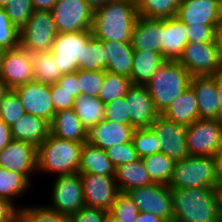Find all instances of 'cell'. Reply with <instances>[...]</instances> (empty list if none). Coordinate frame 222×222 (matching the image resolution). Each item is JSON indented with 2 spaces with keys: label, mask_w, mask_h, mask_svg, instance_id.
Masks as SVG:
<instances>
[{
  "label": "cell",
  "mask_w": 222,
  "mask_h": 222,
  "mask_svg": "<svg viewBox=\"0 0 222 222\" xmlns=\"http://www.w3.org/2000/svg\"><path fill=\"white\" fill-rule=\"evenodd\" d=\"M174 218L181 222H219L222 190L217 187L171 189Z\"/></svg>",
  "instance_id": "cell-1"
},
{
  "label": "cell",
  "mask_w": 222,
  "mask_h": 222,
  "mask_svg": "<svg viewBox=\"0 0 222 222\" xmlns=\"http://www.w3.org/2000/svg\"><path fill=\"white\" fill-rule=\"evenodd\" d=\"M138 16L135 2L110 0L94 11L92 36L100 41L131 43L132 30Z\"/></svg>",
  "instance_id": "cell-2"
},
{
  "label": "cell",
  "mask_w": 222,
  "mask_h": 222,
  "mask_svg": "<svg viewBox=\"0 0 222 222\" xmlns=\"http://www.w3.org/2000/svg\"><path fill=\"white\" fill-rule=\"evenodd\" d=\"M84 143L50 135L37 147V173L70 175L78 173Z\"/></svg>",
  "instance_id": "cell-3"
},
{
  "label": "cell",
  "mask_w": 222,
  "mask_h": 222,
  "mask_svg": "<svg viewBox=\"0 0 222 222\" xmlns=\"http://www.w3.org/2000/svg\"><path fill=\"white\" fill-rule=\"evenodd\" d=\"M191 79L192 74L179 61L165 60L157 69L146 86L160 115L190 87Z\"/></svg>",
  "instance_id": "cell-4"
},
{
  "label": "cell",
  "mask_w": 222,
  "mask_h": 222,
  "mask_svg": "<svg viewBox=\"0 0 222 222\" xmlns=\"http://www.w3.org/2000/svg\"><path fill=\"white\" fill-rule=\"evenodd\" d=\"M170 189L217 187L213 156H188L175 162Z\"/></svg>",
  "instance_id": "cell-5"
},
{
  "label": "cell",
  "mask_w": 222,
  "mask_h": 222,
  "mask_svg": "<svg viewBox=\"0 0 222 222\" xmlns=\"http://www.w3.org/2000/svg\"><path fill=\"white\" fill-rule=\"evenodd\" d=\"M57 34L51 11L35 10L20 29L19 45L31 54L48 52Z\"/></svg>",
  "instance_id": "cell-6"
},
{
  "label": "cell",
  "mask_w": 222,
  "mask_h": 222,
  "mask_svg": "<svg viewBox=\"0 0 222 222\" xmlns=\"http://www.w3.org/2000/svg\"><path fill=\"white\" fill-rule=\"evenodd\" d=\"M49 207L70 216L85 207L83 184L80 173L53 176ZM52 202V203H51Z\"/></svg>",
  "instance_id": "cell-7"
},
{
  "label": "cell",
  "mask_w": 222,
  "mask_h": 222,
  "mask_svg": "<svg viewBox=\"0 0 222 222\" xmlns=\"http://www.w3.org/2000/svg\"><path fill=\"white\" fill-rule=\"evenodd\" d=\"M189 156H215L222 147V120L199 118L186 132Z\"/></svg>",
  "instance_id": "cell-8"
},
{
  "label": "cell",
  "mask_w": 222,
  "mask_h": 222,
  "mask_svg": "<svg viewBox=\"0 0 222 222\" xmlns=\"http://www.w3.org/2000/svg\"><path fill=\"white\" fill-rule=\"evenodd\" d=\"M126 193L138 207L139 212L153 214L164 220L174 218L172 190L168 185L154 183L133 188Z\"/></svg>",
  "instance_id": "cell-9"
},
{
  "label": "cell",
  "mask_w": 222,
  "mask_h": 222,
  "mask_svg": "<svg viewBox=\"0 0 222 222\" xmlns=\"http://www.w3.org/2000/svg\"><path fill=\"white\" fill-rule=\"evenodd\" d=\"M51 13L58 33L91 31L94 11L84 0H57Z\"/></svg>",
  "instance_id": "cell-10"
},
{
  "label": "cell",
  "mask_w": 222,
  "mask_h": 222,
  "mask_svg": "<svg viewBox=\"0 0 222 222\" xmlns=\"http://www.w3.org/2000/svg\"><path fill=\"white\" fill-rule=\"evenodd\" d=\"M192 76H215L222 72L216 41L188 43L178 60Z\"/></svg>",
  "instance_id": "cell-11"
},
{
  "label": "cell",
  "mask_w": 222,
  "mask_h": 222,
  "mask_svg": "<svg viewBox=\"0 0 222 222\" xmlns=\"http://www.w3.org/2000/svg\"><path fill=\"white\" fill-rule=\"evenodd\" d=\"M149 128L159 141L160 152L167 157L177 162L189 156L186 140L187 126L159 115Z\"/></svg>",
  "instance_id": "cell-12"
},
{
  "label": "cell",
  "mask_w": 222,
  "mask_h": 222,
  "mask_svg": "<svg viewBox=\"0 0 222 222\" xmlns=\"http://www.w3.org/2000/svg\"><path fill=\"white\" fill-rule=\"evenodd\" d=\"M91 37V31L58 33L55 36L51 52L63 74L73 73L78 69L84 45Z\"/></svg>",
  "instance_id": "cell-13"
},
{
  "label": "cell",
  "mask_w": 222,
  "mask_h": 222,
  "mask_svg": "<svg viewBox=\"0 0 222 222\" xmlns=\"http://www.w3.org/2000/svg\"><path fill=\"white\" fill-rule=\"evenodd\" d=\"M0 167L23 174L33 184L37 174V147L26 141L12 140L0 151Z\"/></svg>",
  "instance_id": "cell-14"
},
{
  "label": "cell",
  "mask_w": 222,
  "mask_h": 222,
  "mask_svg": "<svg viewBox=\"0 0 222 222\" xmlns=\"http://www.w3.org/2000/svg\"><path fill=\"white\" fill-rule=\"evenodd\" d=\"M0 79L10 88L26 84L33 77L32 54L20 45L5 50L2 58Z\"/></svg>",
  "instance_id": "cell-15"
},
{
  "label": "cell",
  "mask_w": 222,
  "mask_h": 222,
  "mask_svg": "<svg viewBox=\"0 0 222 222\" xmlns=\"http://www.w3.org/2000/svg\"><path fill=\"white\" fill-rule=\"evenodd\" d=\"M87 207L110 211L120 193L115 176L80 174Z\"/></svg>",
  "instance_id": "cell-16"
},
{
  "label": "cell",
  "mask_w": 222,
  "mask_h": 222,
  "mask_svg": "<svg viewBox=\"0 0 222 222\" xmlns=\"http://www.w3.org/2000/svg\"><path fill=\"white\" fill-rule=\"evenodd\" d=\"M19 96L25 113L51 122L56 113L50 93V85L32 80L13 89Z\"/></svg>",
  "instance_id": "cell-17"
},
{
  "label": "cell",
  "mask_w": 222,
  "mask_h": 222,
  "mask_svg": "<svg viewBox=\"0 0 222 222\" xmlns=\"http://www.w3.org/2000/svg\"><path fill=\"white\" fill-rule=\"evenodd\" d=\"M130 125L134 128H149L160 115L146 85H133L126 95Z\"/></svg>",
  "instance_id": "cell-18"
},
{
  "label": "cell",
  "mask_w": 222,
  "mask_h": 222,
  "mask_svg": "<svg viewBox=\"0 0 222 222\" xmlns=\"http://www.w3.org/2000/svg\"><path fill=\"white\" fill-rule=\"evenodd\" d=\"M176 17L187 26H218L221 22L219 0H182Z\"/></svg>",
  "instance_id": "cell-19"
},
{
  "label": "cell",
  "mask_w": 222,
  "mask_h": 222,
  "mask_svg": "<svg viewBox=\"0 0 222 222\" xmlns=\"http://www.w3.org/2000/svg\"><path fill=\"white\" fill-rule=\"evenodd\" d=\"M135 128L130 124L117 123L103 119L88 132L91 145L103 150L132 141Z\"/></svg>",
  "instance_id": "cell-20"
},
{
  "label": "cell",
  "mask_w": 222,
  "mask_h": 222,
  "mask_svg": "<svg viewBox=\"0 0 222 222\" xmlns=\"http://www.w3.org/2000/svg\"><path fill=\"white\" fill-rule=\"evenodd\" d=\"M163 19H149L138 16L133 30L131 44L134 51L161 53Z\"/></svg>",
  "instance_id": "cell-21"
},
{
  "label": "cell",
  "mask_w": 222,
  "mask_h": 222,
  "mask_svg": "<svg viewBox=\"0 0 222 222\" xmlns=\"http://www.w3.org/2000/svg\"><path fill=\"white\" fill-rule=\"evenodd\" d=\"M187 32V25L178 17L163 19L161 54L165 60H179L188 44Z\"/></svg>",
  "instance_id": "cell-22"
},
{
  "label": "cell",
  "mask_w": 222,
  "mask_h": 222,
  "mask_svg": "<svg viewBox=\"0 0 222 222\" xmlns=\"http://www.w3.org/2000/svg\"><path fill=\"white\" fill-rule=\"evenodd\" d=\"M190 88L197 99L199 118L218 119V93L215 76H192Z\"/></svg>",
  "instance_id": "cell-23"
},
{
  "label": "cell",
  "mask_w": 222,
  "mask_h": 222,
  "mask_svg": "<svg viewBox=\"0 0 222 222\" xmlns=\"http://www.w3.org/2000/svg\"><path fill=\"white\" fill-rule=\"evenodd\" d=\"M10 130L13 140L26 141L38 147L50 135V122L26 113L10 126Z\"/></svg>",
  "instance_id": "cell-24"
},
{
  "label": "cell",
  "mask_w": 222,
  "mask_h": 222,
  "mask_svg": "<svg viewBox=\"0 0 222 222\" xmlns=\"http://www.w3.org/2000/svg\"><path fill=\"white\" fill-rule=\"evenodd\" d=\"M50 133L66 140L81 143L88 141V132L73 108L58 111L53 115L50 122Z\"/></svg>",
  "instance_id": "cell-25"
},
{
  "label": "cell",
  "mask_w": 222,
  "mask_h": 222,
  "mask_svg": "<svg viewBox=\"0 0 222 222\" xmlns=\"http://www.w3.org/2000/svg\"><path fill=\"white\" fill-rule=\"evenodd\" d=\"M78 173L115 176L116 168L108 158L105 150L85 142L81 150Z\"/></svg>",
  "instance_id": "cell-26"
},
{
  "label": "cell",
  "mask_w": 222,
  "mask_h": 222,
  "mask_svg": "<svg viewBox=\"0 0 222 222\" xmlns=\"http://www.w3.org/2000/svg\"><path fill=\"white\" fill-rule=\"evenodd\" d=\"M162 115L177 124L185 126H189L198 120L199 112L194 91L189 87L171 102Z\"/></svg>",
  "instance_id": "cell-27"
},
{
  "label": "cell",
  "mask_w": 222,
  "mask_h": 222,
  "mask_svg": "<svg viewBox=\"0 0 222 222\" xmlns=\"http://www.w3.org/2000/svg\"><path fill=\"white\" fill-rule=\"evenodd\" d=\"M109 59L105 71L131 78L134 50L131 43L102 41Z\"/></svg>",
  "instance_id": "cell-28"
},
{
  "label": "cell",
  "mask_w": 222,
  "mask_h": 222,
  "mask_svg": "<svg viewBox=\"0 0 222 222\" xmlns=\"http://www.w3.org/2000/svg\"><path fill=\"white\" fill-rule=\"evenodd\" d=\"M115 180L120 192L154 184L142 158L116 168Z\"/></svg>",
  "instance_id": "cell-29"
},
{
  "label": "cell",
  "mask_w": 222,
  "mask_h": 222,
  "mask_svg": "<svg viewBox=\"0 0 222 222\" xmlns=\"http://www.w3.org/2000/svg\"><path fill=\"white\" fill-rule=\"evenodd\" d=\"M165 62L159 52L134 51L131 81L133 85H147L152 75Z\"/></svg>",
  "instance_id": "cell-30"
},
{
  "label": "cell",
  "mask_w": 222,
  "mask_h": 222,
  "mask_svg": "<svg viewBox=\"0 0 222 222\" xmlns=\"http://www.w3.org/2000/svg\"><path fill=\"white\" fill-rule=\"evenodd\" d=\"M73 109L87 132L105 117V104L98 97L79 95L75 98Z\"/></svg>",
  "instance_id": "cell-31"
},
{
  "label": "cell",
  "mask_w": 222,
  "mask_h": 222,
  "mask_svg": "<svg viewBox=\"0 0 222 222\" xmlns=\"http://www.w3.org/2000/svg\"><path fill=\"white\" fill-rule=\"evenodd\" d=\"M33 184L21 173L0 167V198L14 203L19 209L24 205L17 204L15 200L32 189ZM31 187V188H30Z\"/></svg>",
  "instance_id": "cell-32"
},
{
  "label": "cell",
  "mask_w": 222,
  "mask_h": 222,
  "mask_svg": "<svg viewBox=\"0 0 222 222\" xmlns=\"http://www.w3.org/2000/svg\"><path fill=\"white\" fill-rule=\"evenodd\" d=\"M34 80L52 85L63 75L51 51L32 54Z\"/></svg>",
  "instance_id": "cell-33"
},
{
  "label": "cell",
  "mask_w": 222,
  "mask_h": 222,
  "mask_svg": "<svg viewBox=\"0 0 222 222\" xmlns=\"http://www.w3.org/2000/svg\"><path fill=\"white\" fill-rule=\"evenodd\" d=\"M106 50L104 43L92 36L84 45L82 61L79 63L78 69L105 71L109 61Z\"/></svg>",
  "instance_id": "cell-34"
},
{
  "label": "cell",
  "mask_w": 222,
  "mask_h": 222,
  "mask_svg": "<svg viewBox=\"0 0 222 222\" xmlns=\"http://www.w3.org/2000/svg\"><path fill=\"white\" fill-rule=\"evenodd\" d=\"M142 160L154 183L168 185L173 175L174 160L162 152L147 155Z\"/></svg>",
  "instance_id": "cell-35"
},
{
  "label": "cell",
  "mask_w": 222,
  "mask_h": 222,
  "mask_svg": "<svg viewBox=\"0 0 222 222\" xmlns=\"http://www.w3.org/2000/svg\"><path fill=\"white\" fill-rule=\"evenodd\" d=\"M182 0H138V15L149 19H167L176 16Z\"/></svg>",
  "instance_id": "cell-36"
},
{
  "label": "cell",
  "mask_w": 222,
  "mask_h": 222,
  "mask_svg": "<svg viewBox=\"0 0 222 222\" xmlns=\"http://www.w3.org/2000/svg\"><path fill=\"white\" fill-rule=\"evenodd\" d=\"M131 86L132 81L129 77L105 71L104 83L100 88L98 98L107 104L119 97L126 96Z\"/></svg>",
  "instance_id": "cell-37"
},
{
  "label": "cell",
  "mask_w": 222,
  "mask_h": 222,
  "mask_svg": "<svg viewBox=\"0 0 222 222\" xmlns=\"http://www.w3.org/2000/svg\"><path fill=\"white\" fill-rule=\"evenodd\" d=\"M29 205L25 203L20 208V214L24 222H70L69 216L58 213L47 203Z\"/></svg>",
  "instance_id": "cell-38"
},
{
  "label": "cell",
  "mask_w": 222,
  "mask_h": 222,
  "mask_svg": "<svg viewBox=\"0 0 222 222\" xmlns=\"http://www.w3.org/2000/svg\"><path fill=\"white\" fill-rule=\"evenodd\" d=\"M132 143L139 158L160 152L159 141L150 128H135Z\"/></svg>",
  "instance_id": "cell-39"
},
{
  "label": "cell",
  "mask_w": 222,
  "mask_h": 222,
  "mask_svg": "<svg viewBox=\"0 0 222 222\" xmlns=\"http://www.w3.org/2000/svg\"><path fill=\"white\" fill-rule=\"evenodd\" d=\"M25 114L18 94L10 89L0 103V119L10 127Z\"/></svg>",
  "instance_id": "cell-40"
},
{
  "label": "cell",
  "mask_w": 222,
  "mask_h": 222,
  "mask_svg": "<svg viewBox=\"0 0 222 222\" xmlns=\"http://www.w3.org/2000/svg\"><path fill=\"white\" fill-rule=\"evenodd\" d=\"M105 71H89L77 69V80L81 95L98 97L104 83Z\"/></svg>",
  "instance_id": "cell-41"
},
{
  "label": "cell",
  "mask_w": 222,
  "mask_h": 222,
  "mask_svg": "<svg viewBox=\"0 0 222 222\" xmlns=\"http://www.w3.org/2000/svg\"><path fill=\"white\" fill-rule=\"evenodd\" d=\"M109 213L121 222H134L139 210L127 193L120 192Z\"/></svg>",
  "instance_id": "cell-42"
},
{
  "label": "cell",
  "mask_w": 222,
  "mask_h": 222,
  "mask_svg": "<svg viewBox=\"0 0 222 222\" xmlns=\"http://www.w3.org/2000/svg\"><path fill=\"white\" fill-rule=\"evenodd\" d=\"M20 30L11 22L4 7H0V47L4 50L19 46Z\"/></svg>",
  "instance_id": "cell-43"
},
{
  "label": "cell",
  "mask_w": 222,
  "mask_h": 222,
  "mask_svg": "<svg viewBox=\"0 0 222 222\" xmlns=\"http://www.w3.org/2000/svg\"><path fill=\"white\" fill-rule=\"evenodd\" d=\"M11 22L20 30L35 11L32 0H15L5 7Z\"/></svg>",
  "instance_id": "cell-44"
},
{
  "label": "cell",
  "mask_w": 222,
  "mask_h": 222,
  "mask_svg": "<svg viewBox=\"0 0 222 222\" xmlns=\"http://www.w3.org/2000/svg\"><path fill=\"white\" fill-rule=\"evenodd\" d=\"M105 151L115 168L139 159V156L134 148L132 141L113 146L106 149Z\"/></svg>",
  "instance_id": "cell-45"
},
{
  "label": "cell",
  "mask_w": 222,
  "mask_h": 222,
  "mask_svg": "<svg viewBox=\"0 0 222 222\" xmlns=\"http://www.w3.org/2000/svg\"><path fill=\"white\" fill-rule=\"evenodd\" d=\"M104 118L117 123L130 124L126 96L119 97L105 104Z\"/></svg>",
  "instance_id": "cell-46"
},
{
  "label": "cell",
  "mask_w": 222,
  "mask_h": 222,
  "mask_svg": "<svg viewBox=\"0 0 222 222\" xmlns=\"http://www.w3.org/2000/svg\"><path fill=\"white\" fill-rule=\"evenodd\" d=\"M50 93L55 112L73 108L75 98L71 92L54 83L50 85Z\"/></svg>",
  "instance_id": "cell-47"
},
{
  "label": "cell",
  "mask_w": 222,
  "mask_h": 222,
  "mask_svg": "<svg viewBox=\"0 0 222 222\" xmlns=\"http://www.w3.org/2000/svg\"><path fill=\"white\" fill-rule=\"evenodd\" d=\"M217 26L190 25L187 26L188 43H206L215 40Z\"/></svg>",
  "instance_id": "cell-48"
},
{
  "label": "cell",
  "mask_w": 222,
  "mask_h": 222,
  "mask_svg": "<svg viewBox=\"0 0 222 222\" xmlns=\"http://www.w3.org/2000/svg\"><path fill=\"white\" fill-rule=\"evenodd\" d=\"M108 211L99 208L83 207L70 215V222H104Z\"/></svg>",
  "instance_id": "cell-49"
},
{
  "label": "cell",
  "mask_w": 222,
  "mask_h": 222,
  "mask_svg": "<svg viewBox=\"0 0 222 222\" xmlns=\"http://www.w3.org/2000/svg\"><path fill=\"white\" fill-rule=\"evenodd\" d=\"M56 83L61 86V88L71 92V95L74 98H77L79 95H81L77 80V70L73 73L63 74Z\"/></svg>",
  "instance_id": "cell-50"
},
{
  "label": "cell",
  "mask_w": 222,
  "mask_h": 222,
  "mask_svg": "<svg viewBox=\"0 0 222 222\" xmlns=\"http://www.w3.org/2000/svg\"><path fill=\"white\" fill-rule=\"evenodd\" d=\"M20 209L11 201L0 198V222L12 220Z\"/></svg>",
  "instance_id": "cell-51"
},
{
  "label": "cell",
  "mask_w": 222,
  "mask_h": 222,
  "mask_svg": "<svg viewBox=\"0 0 222 222\" xmlns=\"http://www.w3.org/2000/svg\"><path fill=\"white\" fill-rule=\"evenodd\" d=\"M12 140L10 127L0 119V151Z\"/></svg>",
  "instance_id": "cell-52"
},
{
  "label": "cell",
  "mask_w": 222,
  "mask_h": 222,
  "mask_svg": "<svg viewBox=\"0 0 222 222\" xmlns=\"http://www.w3.org/2000/svg\"><path fill=\"white\" fill-rule=\"evenodd\" d=\"M215 168H216V179H217V188L222 190V147L215 154Z\"/></svg>",
  "instance_id": "cell-53"
},
{
  "label": "cell",
  "mask_w": 222,
  "mask_h": 222,
  "mask_svg": "<svg viewBox=\"0 0 222 222\" xmlns=\"http://www.w3.org/2000/svg\"><path fill=\"white\" fill-rule=\"evenodd\" d=\"M57 0H32L34 10L51 11Z\"/></svg>",
  "instance_id": "cell-54"
},
{
  "label": "cell",
  "mask_w": 222,
  "mask_h": 222,
  "mask_svg": "<svg viewBox=\"0 0 222 222\" xmlns=\"http://www.w3.org/2000/svg\"><path fill=\"white\" fill-rule=\"evenodd\" d=\"M216 90L218 93V120H222V72L216 75Z\"/></svg>",
  "instance_id": "cell-55"
},
{
  "label": "cell",
  "mask_w": 222,
  "mask_h": 222,
  "mask_svg": "<svg viewBox=\"0 0 222 222\" xmlns=\"http://www.w3.org/2000/svg\"><path fill=\"white\" fill-rule=\"evenodd\" d=\"M134 222H164V219L153 214L139 212L138 217Z\"/></svg>",
  "instance_id": "cell-56"
},
{
  "label": "cell",
  "mask_w": 222,
  "mask_h": 222,
  "mask_svg": "<svg viewBox=\"0 0 222 222\" xmlns=\"http://www.w3.org/2000/svg\"><path fill=\"white\" fill-rule=\"evenodd\" d=\"M215 41L219 51L220 60L222 63V21L218 24L215 30Z\"/></svg>",
  "instance_id": "cell-57"
},
{
  "label": "cell",
  "mask_w": 222,
  "mask_h": 222,
  "mask_svg": "<svg viewBox=\"0 0 222 222\" xmlns=\"http://www.w3.org/2000/svg\"><path fill=\"white\" fill-rule=\"evenodd\" d=\"M93 11L96 9L103 7L106 3H108L110 0H84Z\"/></svg>",
  "instance_id": "cell-58"
},
{
  "label": "cell",
  "mask_w": 222,
  "mask_h": 222,
  "mask_svg": "<svg viewBox=\"0 0 222 222\" xmlns=\"http://www.w3.org/2000/svg\"><path fill=\"white\" fill-rule=\"evenodd\" d=\"M9 91L10 88L0 79V103Z\"/></svg>",
  "instance_id": "cell-59"
},
{
  "label": "cell",
  "mask_w": 222,
  "mask_h": 222,
  "mask_svg": "<svg viewBox=\"0 0 222 222\" xmlns=\"http://www.w3.org/2000/svg\"><path fill=\"white\" fill-rule=\"evenodd\" d=\"M104 222H121L120 220L116 219L115 217H113L109 212L105 218Z\"/></svg>",
  "instance_id": "cell-60"
},
{
  "label": "cell",
  "mask_w": 222,
  "mask_h": 222,
  "mask_svg": "<svg viewBox=\"0 0 222 222\" xmlns=\"http://www.w3.org/2000/svg\"><path fill=\"white\" fill-rule=\"evenodd\" d=\"M22 219L20 212L10 221L7 222H19Z\"/></svg>",
  "instance_id": "cell-61"
},
{
  "label": "cell",
  "mask_w": 222,
  "mask_h": 222,
  "mask_svg": "<svg viewBox=\"0 0 222 222\" xmlns=\"http://www.w3.org/2000/svg\"><path fill=\"white\" fill-rule=\"evenodd\" d=\"M15 0H0V7H5L10 2H13Z\"/></svg>",
  "instance_id": "cell-62"
},
{
  "label": "cell",
  "mask_w": 222,
  "mask_h": 222,
  "mask_svg": "<svg viewBox=\"0 0 222 222\" xmlns=\"http://www.w3.org/2000/svg\"><path fill=\"white\" fill-rule=\"evenodd\" d=\"M5 50L3 48L0 47V71H1V65H2V58H3V54H4Z\"/></svg>",
  "instance_id": "cell-63"
},
{
  "label": "cell",
  "mask_w": 222,
  "mask_h": 222,
  "mask_svg": "<svg viewBox=\"0 0 222 222\" xmlns=\"http://www.w3.org/2000/svg\"><path fill=\"white\" fill-rule=\"evenodd\" d=\"M164 222H181V221L173 218V219H169V220H164Z\"/></svg>",
  "instance_id": "cell-64"
},
{
  "label": "cell",
  "mask_w": 222,
  "mask_h": 222,
  "mask_svg": "<svg viewBox=\"0 0 222 222\" xmlns=\"http://www.w3.org/2000/svg\"><path fill=\"white\" fill-rule=\"evenodd\" d=\"M220 17H221V21H222V1L220 2Z\"/></svg>",
  "instance_id": "cell-65"
},
{
  "label": "cell",
  "mask_w": 222,
  "mask_h": 222,
  "mask_svg": "<svg viewBox=\"0 0 222 222\" xmlns=\"http://www.w3.org/2000/svg\"><path fill=\"white\" fill-rule=\"evenodd\" d=\"M129 1H132V2H135V3H137V2H138V0H129Z\"/></svg>",
  "instance_id": "cell-66"
}]
</instances>
